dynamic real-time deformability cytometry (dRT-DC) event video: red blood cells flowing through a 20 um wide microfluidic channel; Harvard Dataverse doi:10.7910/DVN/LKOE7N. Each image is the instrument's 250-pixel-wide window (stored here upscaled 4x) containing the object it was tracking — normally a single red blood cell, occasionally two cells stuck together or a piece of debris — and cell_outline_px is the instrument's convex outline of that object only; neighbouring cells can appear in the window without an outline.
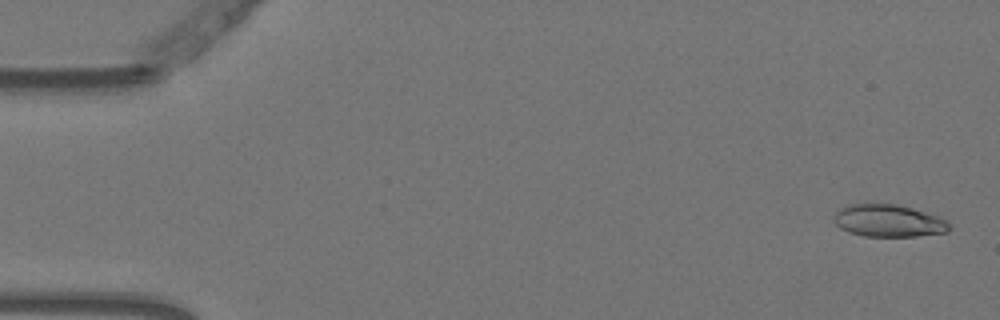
{"species": "Egyptian fruit bat (a non-hibernating species)", "species_latin": "Rousettus aegyptiacus", "temperature_condition": "warm", "stored_images_in_passage": 54, "camera_frame_rate_fps": 3000, "um_per_image_px": 0.085, "animal": {"sex": "female"}, "frame": {"image": 1, "passage_image": 2, "time_ms": 0.333, "image_size_px": [1000, 320], "cell_outline_px": [[948, 232], [916, 236], [864, 236], [848, 232], [840, 228], [832, 220], [832, 216], [840, 208], [848, 204], [896, 204], [912, 208], [940, 216], [948, 220]], "centroid_in_image_um": [75.5, 18.76], "position_along_channel_um": 9.5, "area_um2": 21.85}}
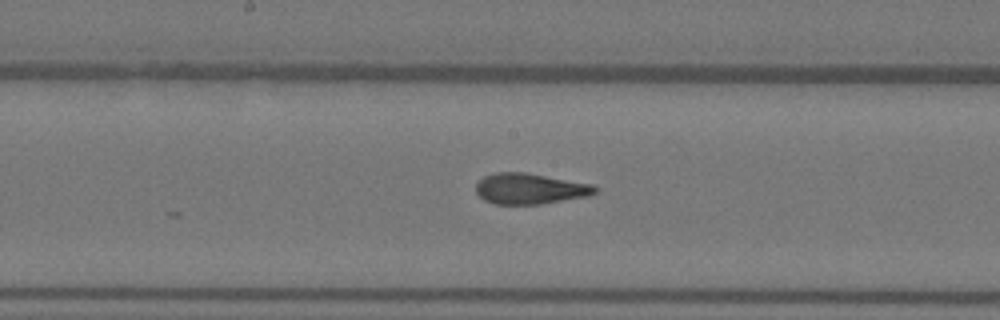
{"frame": {"image": 2, "passage_image": 28, "time_ms": 9.0, "image_size_px": [1000, 320], "cell_outline_px": [[596, 192], [588, 196], [540, 204], [492, 204], [484, 200], [476, 192], [476, 180], [492, 172], [524, 172], [592, 184], [596, 188]], "centroid_in_image_um": [44.98, 16.03], "position_along_channel_um": 203.2, "area_um2": 21.39}}
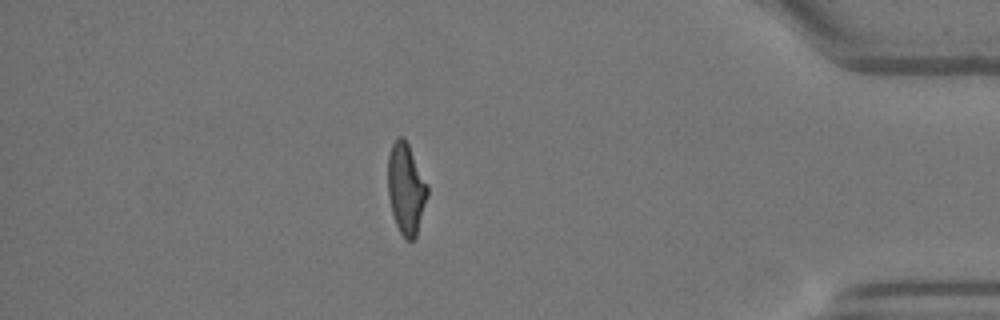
{"frame": {"image": 3, "passage_image": 47, "time_ms": 15.333, "image_size_px": [1000, 320], "cell_outline_px": [[428, 196], [416, 236], [412, 240], [408, 240], [400, 232], [396, 224], [392, 212], [388, 196], [388, 156], [392, 144], [396, 136], [404, 136], [428, 184]], "centroid_in_image_um": [34.51, 16.0], "position_along_channel_um": 400.7, "area_um2": 20.98}, "authors_computed_cell_mechanics": {"area_um2": 21.5883, "velocity_mm_per_s": 3.7552, "shape_relaxation_time_tau1_ms": 5.2286, "shape_relaxation_time_tau2_ms": 1.5101, "deformation_change_tau1": 0.229, "deformation_change_tau2": 0.1082}}